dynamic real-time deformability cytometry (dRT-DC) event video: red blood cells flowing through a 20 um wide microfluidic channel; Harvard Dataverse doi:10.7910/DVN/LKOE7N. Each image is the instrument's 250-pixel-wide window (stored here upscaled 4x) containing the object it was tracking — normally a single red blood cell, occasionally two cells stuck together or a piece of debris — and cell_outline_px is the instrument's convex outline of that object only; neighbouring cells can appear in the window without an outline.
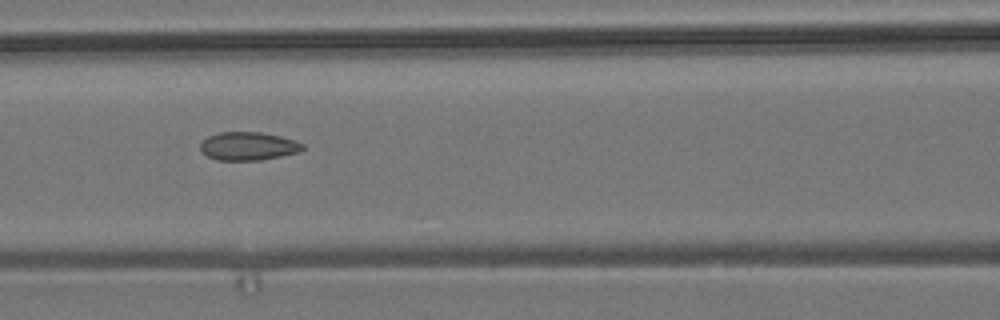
{"species": "common noctule bat (a hibernating species)", "species_latin": "Nyctalus noctula", "temperature_condition": "room temperature", "stored_images_in_passage": 9, "camera_frame_rate_fps": 3000, "um_per_image_px": 0.085, "animal": {"sex": "male", "body_mass_g": 19.2, "forearm_length_mm": 51.8}, "frame": {"image": 1, "passage_image": 6, "time_ms": 5.667, "image_size_px": [1000, 320], "cell_outline_px": [[304, 148], [300, 152], [260, 160], [216, 160], [208, 156], [200, 148], [200, 144], [208, 136], [220, 132], [260, 132], [280, 136], [296, 140], [304, 144]], "centroid_in_image_um": [21.13, 12.42], "position_along_channel_um": 145.5, "area_um2": 16.82}}
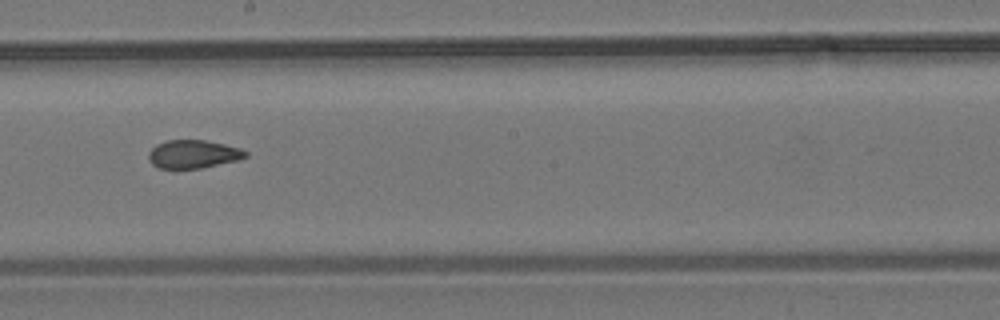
{"frame": {"image": 2, "passage_image": 8, "time_ms": 8.0, "image_size_px": [1000, 320], "cell_outline_px": [[248, 156], [240, 160], [200, 168], [160, 168], [152, 164], [148, 160], [148, 152], [156, 144], [168, 140], [204, 140], [224, 144], [240, 148], [248, 152]], "centroid_in_image_um": [16.43, 13.1], "position_along_channel_um": 231.8, "area_um2": 16.01}}
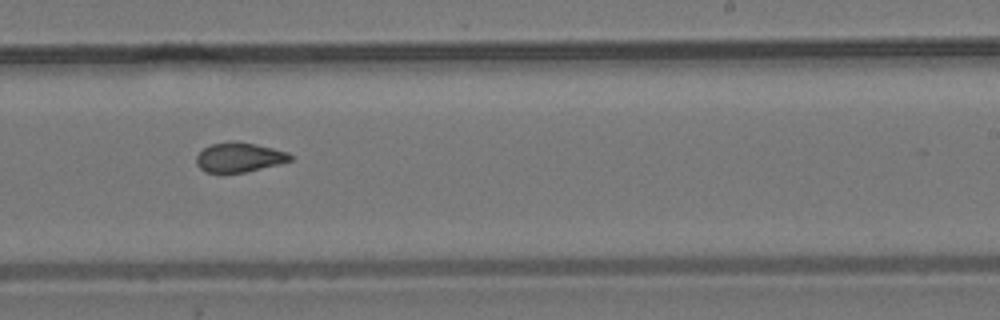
{"frame": {"image": 3, "passage_image": 9, "time_ms": 9.0, "image_size_px": [1000, 320], "cell_outline_px": [[292, 160], [280, 164], [244, 172], [204, 172], [196, 164], [196, 156], [204, 148], [212, 144], [232, 140], [236, 140], [256, 144], [288, 152], [292, 156]], "centroid_in_image_um": [20.33, 13.36], "position_along_channel_um": 268.7, "area_um2": 16.18}}